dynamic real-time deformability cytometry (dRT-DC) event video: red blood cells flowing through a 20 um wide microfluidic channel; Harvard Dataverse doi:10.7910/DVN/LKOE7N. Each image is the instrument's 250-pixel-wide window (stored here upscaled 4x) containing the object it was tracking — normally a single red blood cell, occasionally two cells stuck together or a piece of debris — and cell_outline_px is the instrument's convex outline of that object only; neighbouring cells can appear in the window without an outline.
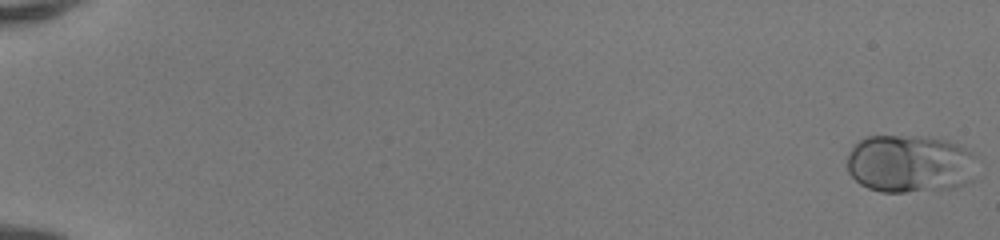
{"species": "human", "species_latin": "Homo sapiens", "temperature_condition": "room temperature", "stored_images_in_passage": 51, "camera_frame_rate_fps": 3000, "um_per_image_px": 0.085, "donor": {"sex": "female"}, "frame": {"image": 1, "passage_image": 1, "time_ms": 0.0, "image_size_px": [1000, 240], "cell_outline_px": [[976, 156], [972, 180], [964, 184], [952, 188], [904, 192], [880, 192], [868, 188], [860, 184], [848, 172], [848, 152], [864, 136], [924, 136], [948, 140], [960, 144], [972, 152]], "centroid_in_image_um": [77.35, 13.91], "position_along_channel_um": 7.6, "area_um2": 44.22}}
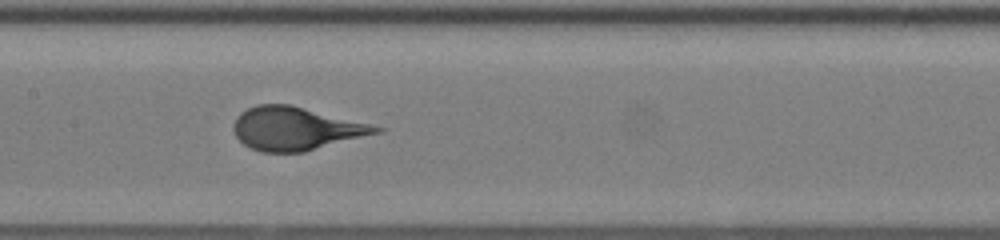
{"frame": {"image": 2, "passage_image": 28, "time_ms": 9.0, "image_size_px": [1000, 240], "cell_outline_px": [[384, 132], [304, 152], [264, 152], [252, 148], [244, 144], [236, 136], [232, 128], [236, 116], [240, 112], [256, 104], [288, 104], [372, 124], [384, 128]], "centroid_in_image_um": [25.16, 10.93], "position_along_channel_um": 182.2, "area_um2": 35.89}}
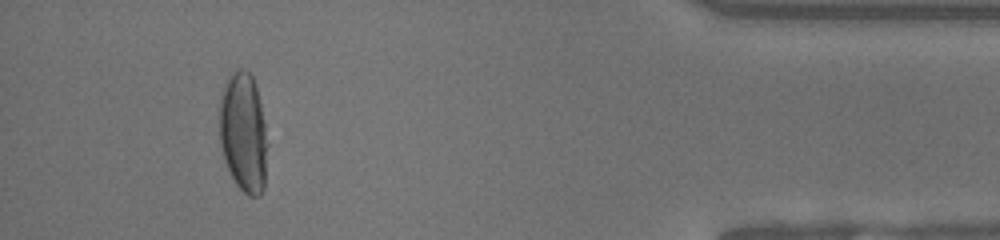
{"frame": {"image": 3, "passage_image": 48, "time_ms": 15.667, "image_size_px": [1000, 240], "cell_outline_px": [[268, 144], [264, 188], [260, 196], [248, 196], [236, 184], [224, 160], [220, 144], [220, 100], [224, 84], [228, 76], [232, 72], [240, 68], [244, 68], [252, 76], [256, 84], [264, 120]], "centroid_in_image_um": [20.71, 11.26], "position_along_channel_um": 414.5, "area_um2": 33.81}}